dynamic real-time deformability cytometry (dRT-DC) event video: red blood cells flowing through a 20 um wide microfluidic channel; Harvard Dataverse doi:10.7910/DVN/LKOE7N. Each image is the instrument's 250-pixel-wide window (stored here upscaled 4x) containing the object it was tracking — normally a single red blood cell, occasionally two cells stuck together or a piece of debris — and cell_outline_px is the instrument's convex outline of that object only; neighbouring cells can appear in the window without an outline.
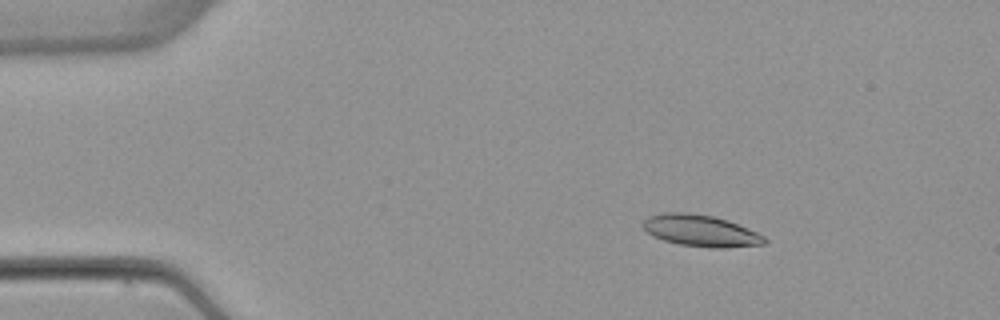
{"species": "common noctule bat (a hibernating species)", "species_latin": "Nyctalus noctula", "temperature_condition": "warm", "stored_images_in_passage": 51, "camera_frame_rate_fps": 3000, "um_per_image_px": 0.085, "animal": {"sex": "female", "body_mass_g": 22.7, "forearm_length_mm": 54.2}, "frame": {"image": 1, "passage_image": 7, "time_ms": 2.0, "image_size_px": [1000, 320], "cell_outline_px": [[768, 240], [764, 244], [728, 248], [712, 248], [680, 244], [664, 240], [652, 236], [640, 224], [648, 216], [664, 212], [688, 212], [712, 216], [728, 220], [748, 228], [764, 236]], "centroid_in_image_um": [59.55, 19.61], "position_along_channel_um": 25.4, "area_um2": 22.48}}
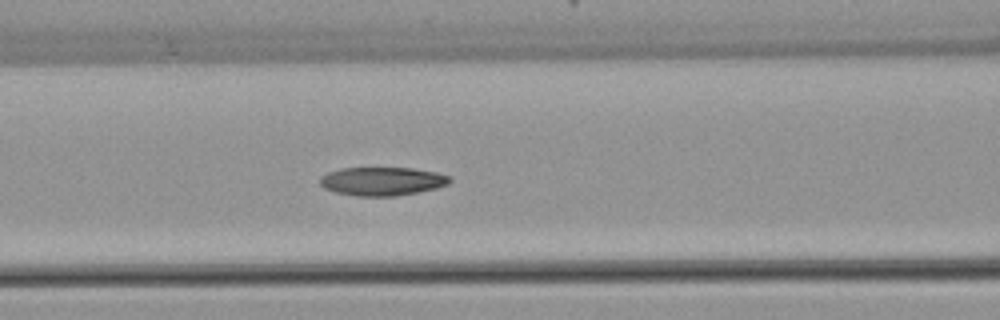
{"frame": {"image": 2, "passage_image": 21, "time_ms": 6.667, "image_size_px": [1000, 320], "cell_outline_px": [[452, 180], [448, 184], [436, 188], [396, 196], [356, 196], [336, 192], [324, 188], [320, 184], [320, 176], [328, 172], [340, 168], [412, 168], [436, 172], [448, 176]], "centroid_in_image_um": [32.46, 15.4], "position_along_channel_um": 134.1, "area_um2": 21.5}}
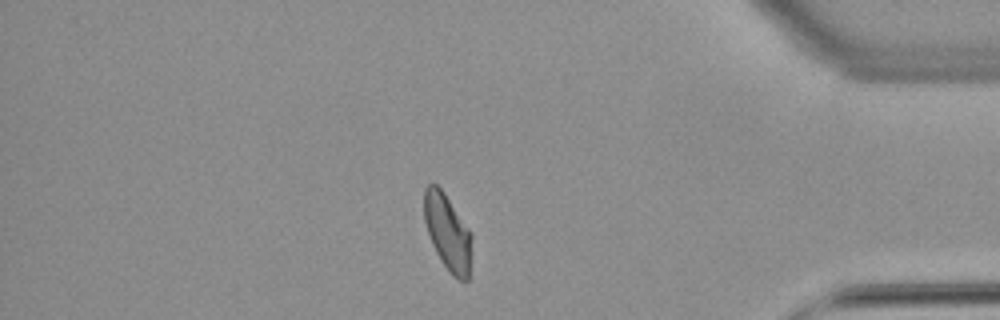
{"frame": {"image": 3, "passage_image": 44, "time_ms": 14.333, "image_size_px": [1000, 320], "cell_outline_px": [[472, 236], [468, 280], [460, 280], [452, 276], [440, 260], [432, 244], [424, 220], [424, 188], [428, 184], [436, 184], [444, 192], [472, 232]], "centroid_in_image_um": [38.05, 19.73], "position_along_channel_um": 397.2, "area_um2": 21.15}, "authors_computed_cell_mechanics": {"area_um2": 21.675, "velocity_mm_per_s": 3.8663, "shape_relaxation_time_tau1_ms": 6.5297, "shape_relaxation_time_tau2_ms": 4.2405, "deformation_change_tau1": 0.177, "deformation_change_tau2": 0.0991}}